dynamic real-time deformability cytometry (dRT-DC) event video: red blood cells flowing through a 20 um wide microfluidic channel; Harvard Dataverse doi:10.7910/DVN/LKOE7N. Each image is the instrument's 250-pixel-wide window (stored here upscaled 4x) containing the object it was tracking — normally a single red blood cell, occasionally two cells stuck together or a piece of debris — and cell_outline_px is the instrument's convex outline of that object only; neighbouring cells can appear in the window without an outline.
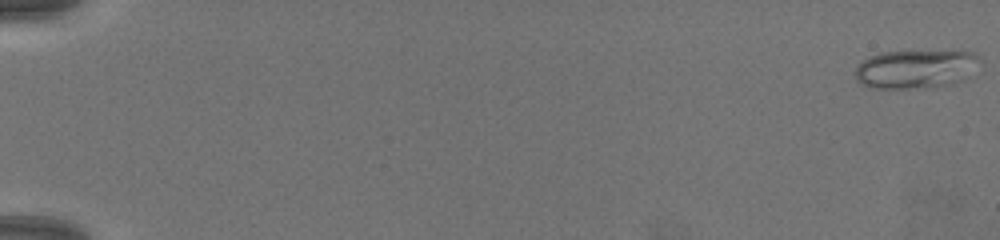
{"species": "common noctule bat (a hibernating species)", "species_latin": "Nyctalus noctula", "temperature_condition": "warm", "stored_images_in_passage": 49, "camera_frame_rate_fps": 3000, "um_per_image_px": 0.085, "animal": {"sex": "female", "body_mass_g": 19.5, "forearm_length_mm": 54.1}, "frame": {"image": 1, "passage_image": 1, "time_ms": 0.0, "image_size_px": [1000, 240], "cell_outline_px": [[980, 60], [948, 84], [928, 88], [876, 88], [864, 84], [856, 80], [856, 68], [864, 60], [872, 56], [884, 52], [972, 52]], "centroid_in_image_um": [77.67, 5.87], "position_along_channel_um": 7.3, "area_um2": 26.3}}
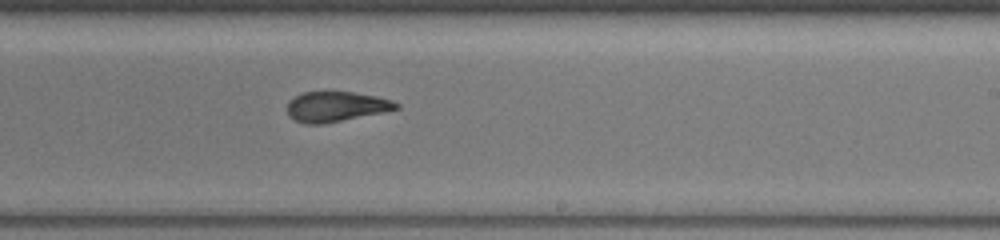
{"frame": {"image": 2, "passage_image": 28, "time_ms": 9.0, "image_size_px": [1000, 240], "cell_outline_px": [[400, 108], [384, 112], [324, 124], [304, 124], [288, 116], [288, 100], [304, 92], [352, 92], [376, 96], [392, 100], [400, 104]], "centroid_in_image_um": [28.57, 9.07], "position_along_channel_um": 260.4, "area_um2": 19.13}}
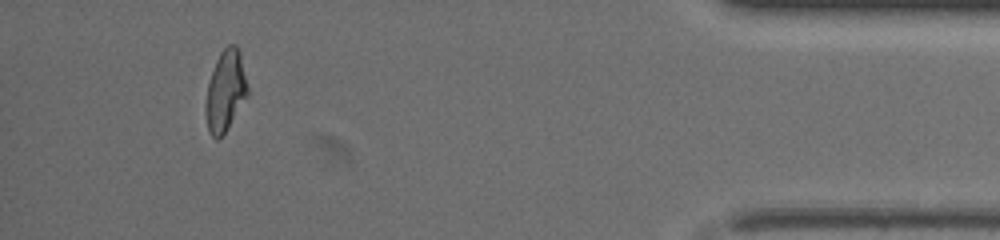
{"frame": {"image": 3, "passage_image": 46, "time_ms": 15.0, "image_size_px": [1000, 240], "cell_outline_px": [[248, 96], [228, 128], [216, 140], [208, 132], [204, 112], [204, 108], [208, 84], [216, 60], [220, 52], [228, 44], [236, 44], [240, 52], [248, 84]], "centroid_in_image_um": [19.16, 7.73], "position_along_channel_um": 416.0, "area_um2": 20.0}}